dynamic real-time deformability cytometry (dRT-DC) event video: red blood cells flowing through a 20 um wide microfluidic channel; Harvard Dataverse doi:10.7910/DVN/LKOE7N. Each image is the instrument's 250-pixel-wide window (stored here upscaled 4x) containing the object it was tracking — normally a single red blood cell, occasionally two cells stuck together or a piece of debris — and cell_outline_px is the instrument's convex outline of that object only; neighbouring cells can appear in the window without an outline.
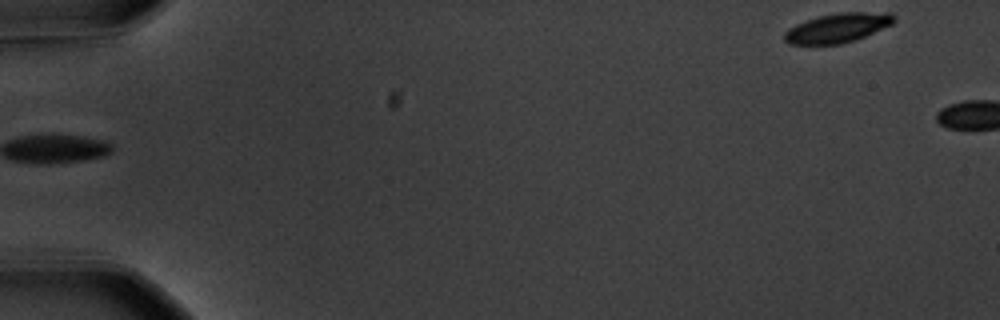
{"species": "common noctule bat (a hibernating species)", "species_latin": "Nyctalus noctula", "temperature_condition": "warm", "stored_images_in_passage": 3, "camera_frame_rate_fps": 3000, "um_per_image_px": 0.085, "animal": {"sex": "male", "body_mass_g": 20.1, "forearm_length_mm": 53.5}, "frame": {"image": 1, "passage_image": 1, "time_ms": 0.0, "image_size_px": [1000, 320], "cell_outline_px": [[896, 20], [892, 24], [856, 40], [840, 44], [788, 44], [784, 40], [784, 32], [788, 28], [796, 24], [820, 16], [840, 12], [892, 12], [896, 16]], "centroid_in_image_um": [71.23, 2.36], "position_along_channel_um": 13.8, "area_um2": 18.79}}